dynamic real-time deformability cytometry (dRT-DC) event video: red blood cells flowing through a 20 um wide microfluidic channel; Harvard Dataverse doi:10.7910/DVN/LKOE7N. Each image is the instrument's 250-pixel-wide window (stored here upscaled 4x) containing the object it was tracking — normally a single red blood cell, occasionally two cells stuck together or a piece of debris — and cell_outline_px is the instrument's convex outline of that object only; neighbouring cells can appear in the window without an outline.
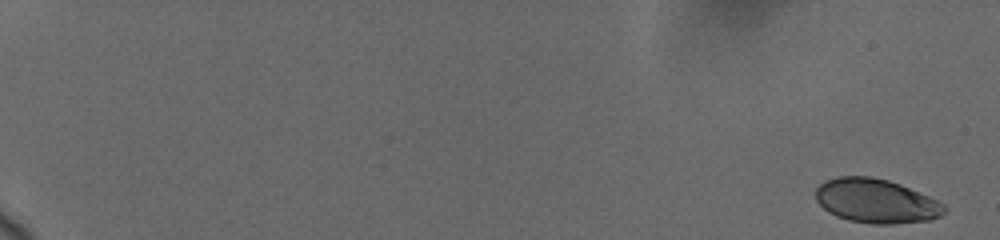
{"species": "human", "species_latin": "Homo sapiens", "temperature_condition": "cold", "stored_images_in_passage": 14, "camera_frame_rate_fps": 3000, "um_per_image_px": 0.085, "donor": {"sex": "female"}, "frame": {"image": 1, "passage_image": 1, "time_ms": 0.0, "image_size_px": [1000, 240], "cell_outline_px": [[944, 212], [940, 216], [932, 220], [892, 224], [872, 224], [848, 220], [836, 216], [828, 212], [816, 200], [816, 188], [824, 180], [836, 176], [872, 176], [888, 180], [900, 184], [928, 196], [944, 204]], "centroid_in_image_um": [74.44, 17.08], "position_along_channel_um": 10.6, "area_um2": 33.18}}
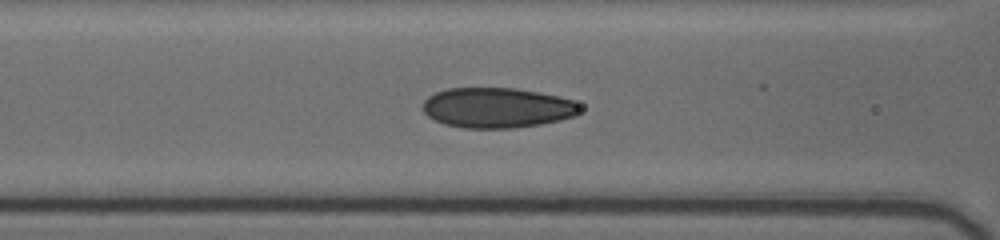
{"frame": {"image": 2, "passage_image": 12, "time_ms": 9.0, "image_size_px": [1000, 240], "cell_outline_px": [[580, 112], [576, 116], [560, 120], [540, 124], [512, 128], [464, 128], [444, 124], [428, 116], [420, 108], [424, 100], [428, 96], [436, 92], [448, 88], [516, 88], [540, 92], [560, 96], [572, 100], [580, 104]], "centroid_in_image_um": [42.26, 9.15], "position_along_channel_um": 124.3, "area_um2": 37.11}}
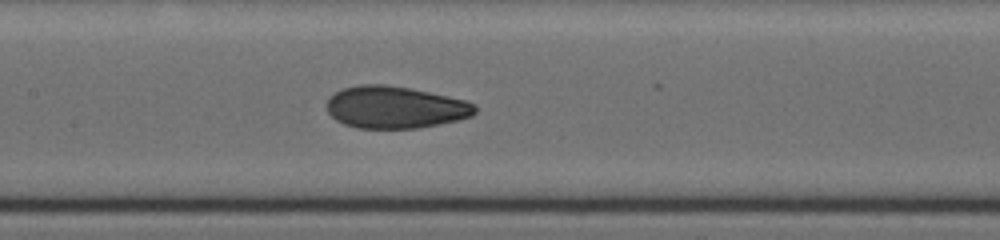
{"frame": {"image": 3, "passage_image": 14, "time_ms": 10.333, "image_size_px": [1000, 240], "cell_outline_px": [[476, 112], [472, 116], [460, 120], [416, 128], [356, 128], [344, 124], [336, 120], [328, 112], [328, 96], [344, 88], [360, 84], [384, 84], [408, 88], [448, 96], [464, 100], [476, 104]], "centroid_in_image_um": [33.59, 9.12], "position_along_channel_um": 173.8, "area_um2": 36.3}}